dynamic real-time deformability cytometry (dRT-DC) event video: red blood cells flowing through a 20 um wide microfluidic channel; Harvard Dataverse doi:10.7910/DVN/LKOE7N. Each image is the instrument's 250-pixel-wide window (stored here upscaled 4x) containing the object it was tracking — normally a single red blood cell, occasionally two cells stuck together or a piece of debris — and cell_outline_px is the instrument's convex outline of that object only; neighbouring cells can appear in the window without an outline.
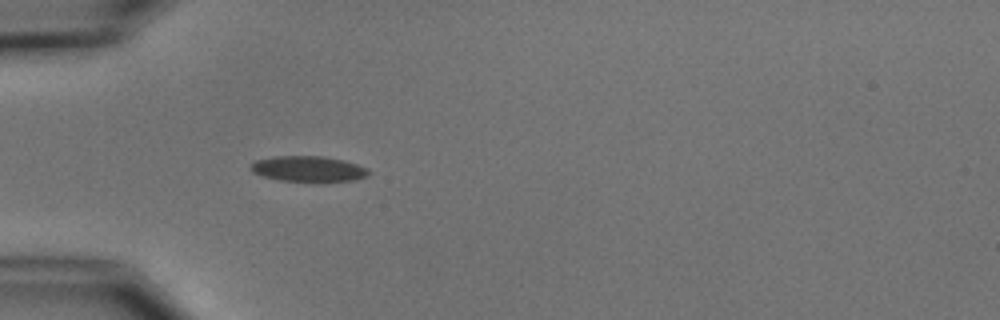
{"species": "common noctule bat (a hibernating species)", "species_latin": "Nyctalus noctula", "temperature_condition": "cold", "stored_images_in_passage": 1, "camera_frame_rate_fps": 3000, "um_per_image_px": 0.085, "animal": {"sex": "male", "body_mass_g": 15.6}, "frame": {"image": 1, "passage_image": 1, "time_ms": 0.0, "image_size_px": [1000, 320], "cell_outline_px": [[372, 172], [368, 176], [352, 180], [312, 184], [280, 180], [264, 176], [252, 172], [248, 168], [256, 160], [276, 156], [324, 156], [344, 160], [368, 168]], "centroid_in_image_um": [26.25, 14.39], "position_along_channel_um": 58.8, "area_um2": 18.26}}